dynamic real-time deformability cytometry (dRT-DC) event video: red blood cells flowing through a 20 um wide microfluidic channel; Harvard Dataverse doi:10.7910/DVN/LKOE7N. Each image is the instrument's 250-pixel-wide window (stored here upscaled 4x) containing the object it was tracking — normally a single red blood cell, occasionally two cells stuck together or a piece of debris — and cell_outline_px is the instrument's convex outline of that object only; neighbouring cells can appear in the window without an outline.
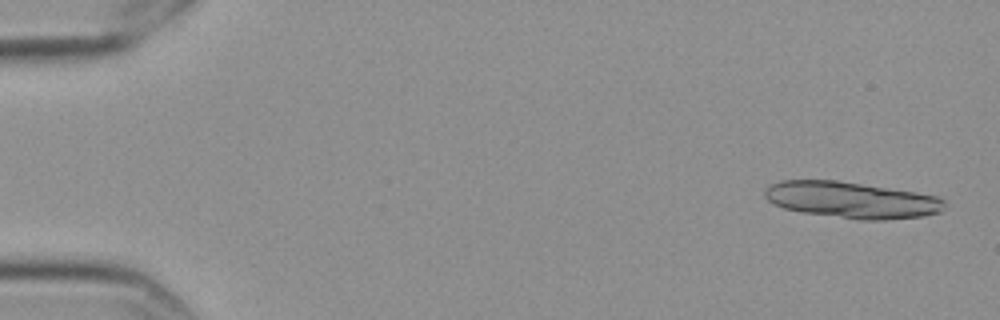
{"species": "Egyptian fruit bat (a non-hibernating species)", "species_latin": "Rousettus aegyptiacus", "temperature_condition": "cold", "stored_images_in_passage": 5, "camera_frame_rate_fps": 3000, "um_per_image_px": 0.085, "frame": {"image": 1, "passage_image": 1, "time_ms": 0.0, "image_size_px": [1000, 320], "cell_outline_px": [[944, 204], [940, 212], [924, 216], [884, 220], [856, 220], [800, 212], [784, 208], [768, 200], [764, 196], [764, 188], [768, 184], [780, 180], [836, 180], [916, 192], [936, 196], [944, 200]], "centroid_in_image_um": [72.33, 17.0], "position_along_channel_um": 12.7, "area_um2": 38.26}}